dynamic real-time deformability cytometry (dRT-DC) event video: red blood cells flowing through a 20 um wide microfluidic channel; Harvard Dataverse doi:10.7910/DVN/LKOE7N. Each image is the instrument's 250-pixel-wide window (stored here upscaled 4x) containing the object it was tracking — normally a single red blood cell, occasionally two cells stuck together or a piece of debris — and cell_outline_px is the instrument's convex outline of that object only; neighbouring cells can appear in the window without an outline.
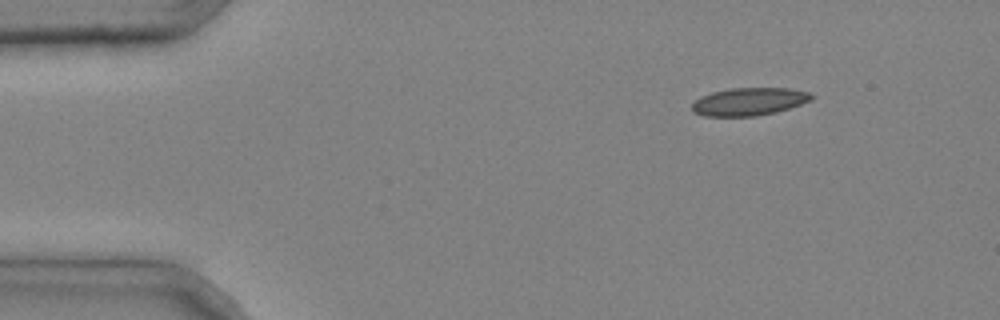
{"species": "common noctule bat (a hibernating species)", "species_latin": "Nyctalus noctula", "temperature_condition": "cold", "stored_images_in_passage": 4, "camera_frame_rate_fps": 3000, "um_per_image_px": 0.085, "animal": {"sex": "male", "body_mass_g": 20.4}, "frame": {"image": 1, "passage_image": 1, "time_ms": 0.0, "image_size_px": [1000, 320], "cell_outline_px": [[812, 100], [776, 112], [756, 116], [704, 116], [692, 112], [692, 104], [700, 96], [712, 92], [732, 88], [788, 88], [808, 92], [812, 96]], "centroid_in_image_um": [63.63, 8.64], "position_along_channel_um": 21.4, "area_um2": 19.25}}
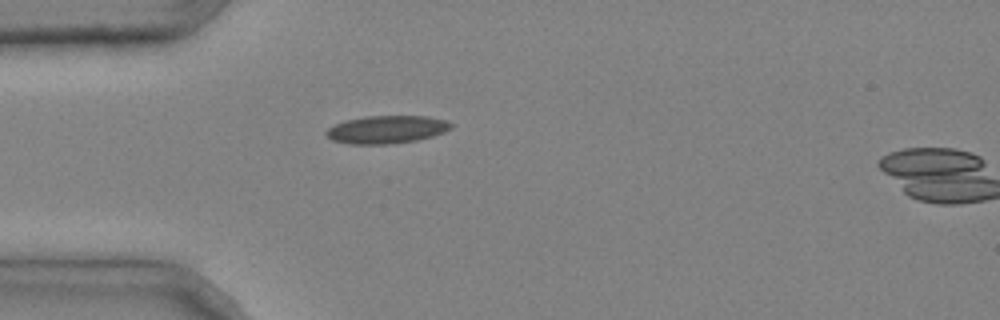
{"frame": {"image": 2, "passage_image": 3, "time_ms": 0.667, "image_size_px": [1000, 320], "cell_outline_px": [[452, 128], [444, 132], [432, 136], [416, 140], [388, 144], [352, 144], [332, 140], [324, 132], [328, 128], [344, 120], [364, 116], [428, 116], [448, 120], [452, 124]], "centroid_in_image_um": [32.88, 10.99], "position_along_channel_um": 52.1, "area_um2": 20.29}}